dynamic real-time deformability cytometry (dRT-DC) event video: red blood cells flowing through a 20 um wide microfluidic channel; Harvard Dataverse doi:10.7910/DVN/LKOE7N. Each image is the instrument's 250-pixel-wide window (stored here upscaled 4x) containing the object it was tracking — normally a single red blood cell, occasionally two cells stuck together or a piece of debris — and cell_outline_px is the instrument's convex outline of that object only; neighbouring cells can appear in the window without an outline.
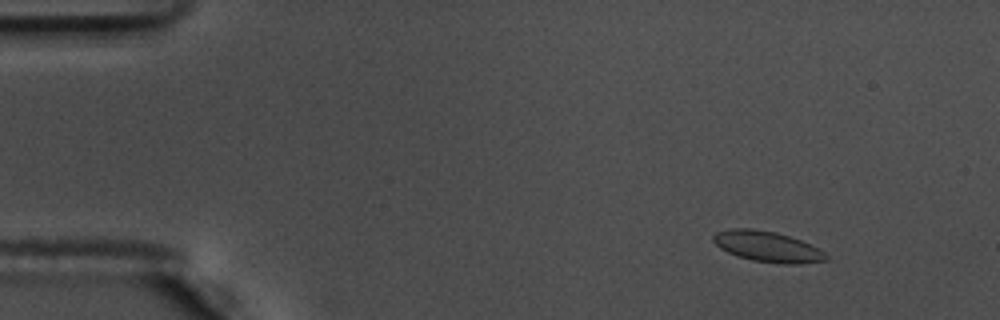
{"species": "common noctule bat (a hibernating species)", "species_latin": "Nyctalus noctula", "temperature_condition": "warm", "stored_images_in_passage": 50, "camera_frame_rate_fps": 3000, "um_per_image_px": 0.085, "animal": {"sex": "male", "body_mass_g": 17.5, "forearm_length_mm": 52.3}, "frame": {"image": 1, "passage_image": 3, "time_ms": 0.667, "image_size_px": [1000, 320], "cell_outline_px": [[828, 260], [800, 264], [784, 264], [752, 260], [736, 256], [720, 248], [712, 240], [712, 236], [716, 232], [728, 228], [752, 228], [776, 232], [800, 240], [820, 248], [828, 256]], "centroid_in_image_um": [65.23, 20.96], "position_along_channel_um": 19.8, "area_um2": 20.29}}
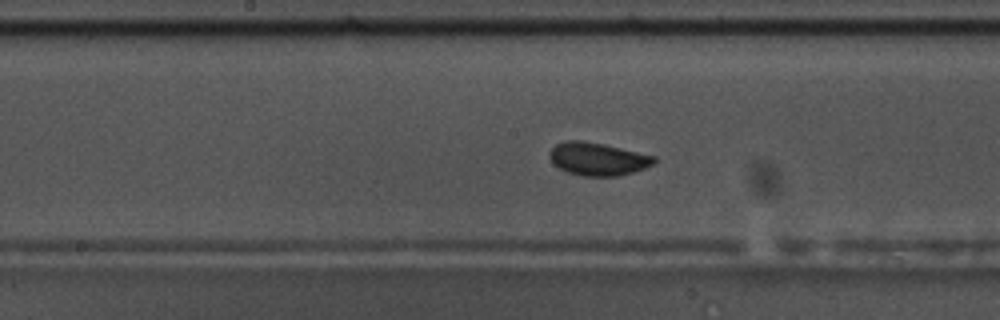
{"frame": {"image": 2, "passage_image": 26, "time_ms": 8.333, "image_size_px": [1000, 320], "cell_outline_px": [[656, 160], [652, 164], [644, 168], [632, 172], [616, 176], [584, 176], [568, 172], [552, 164], [548, 156], [548, 152], [556, 144], [568, 140], [580, 140], [604, 144], [656, 156]], "centroid_in_image_um": [50.77, 13.5], "position_along_channel_um": 197.4, "area_um2": 20.0}}
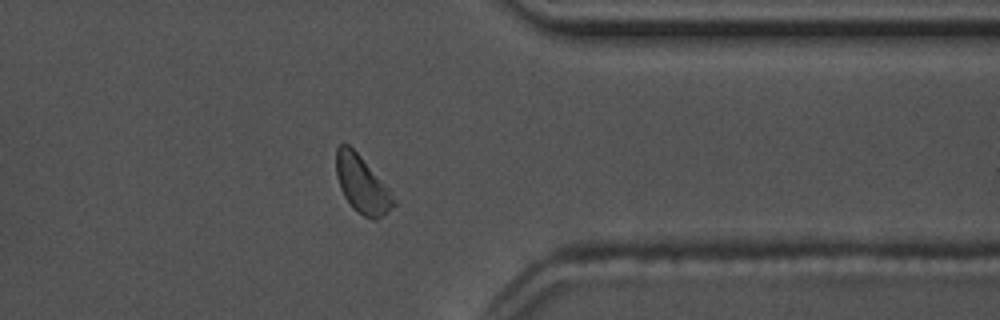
{"frame": {"image": 3, "passage_image": 42, "time_ms": 13.667, "image_size_px": [1000, 320], "cell_outline_px": [[396, 204], [388, 212], [376, 220], [372, 220], [364, 216], [352, 208], [344, 196], [340, 188], [336, 176], [336, 148], [340, 144], [348, 144], [360, 156], [388, 188], [396, 200]], "centroid_in_image_um": [30.76, 15.71], "position_along_channel_um": 380.6, "area_um2": 19.02}}